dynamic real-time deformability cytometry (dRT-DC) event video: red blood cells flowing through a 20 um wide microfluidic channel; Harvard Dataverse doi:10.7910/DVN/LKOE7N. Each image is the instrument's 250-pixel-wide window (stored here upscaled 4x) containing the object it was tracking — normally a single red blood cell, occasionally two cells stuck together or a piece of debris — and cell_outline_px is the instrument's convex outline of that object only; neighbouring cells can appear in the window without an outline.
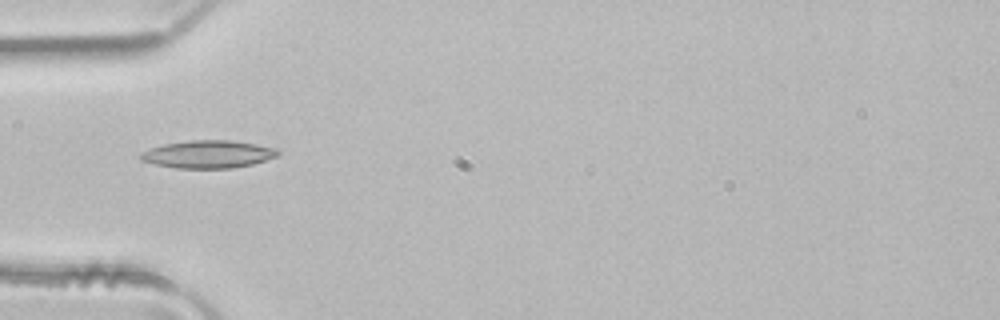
{"species": "common noctule bat (a hibernating species)", "species_latin": "Nyctalus noctula", "temperature_condition": "room temperature", "stored_images_in_passage": 4, "camera_frame_rate_fps": 3000, "um_per_image_px": 0.085, "animal": {"sex": "male", "body_mass_g": 21.5, "forearm_length_mm": 52.0}, "frame": {"image": 1, "passage_image": 4, "time_ms": 1.0, "image_size_px": [1000, 320], "cell_outline_px": [[280, 152], [276, 156], [252, 164], [232, 168], [176, 168], [156, 164], [140, 160], [140, 152], [164, 144], [192, 140], [232, 140], [256, 144], [276, 148]], "centroid_in_image_um": [17.69, 13.1], "position_along_channel_um": 67.3, "area_um2": 21.96}}